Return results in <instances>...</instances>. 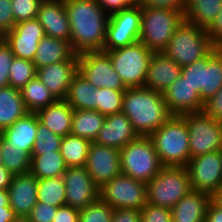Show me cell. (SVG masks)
<instances>
[{"instance_id":"1","label":"cell","mask_w":222,"mask_h":222,"mask_svg":"<svg viewBox=\"0 0 222 222\" xmlns=\"http://www.w3.org/2000/svg\"><path fill=\"white\" fill-rule=\"evenodd\" d=\"M75 54L102 51L109 14L95 0H64Z\"/></svg>"},{"instance_id":"2","label":"cell","mask_w":222,"mask_h":222,"mask_svg":"<svg viewBox=\"0 0 222 222\" xmlns=\"http://www.w3.org/2000/svg\"><path fill=\"white\" fill-rule=\"evenodd\" d=\"M121 112L128 117L138 136H150L172 116L163 94L147 87L127 88Z\"/></svg>"},{"instance_id":"3","label":"cell","mask_w":222,"mask_h":222,"mask_svg":"<svg viewBox=\"0 0 222 222\" xmlns=\"http://www.w3.org/2000/svg\"><path fill=\"white\" fill-rule=\"evenodd\" d=\"M163 166L185 167L189 162V132L182 116L172 115L149 136Z\"/></svg>"},{"instance_id":"4","label":"cell","mask_w":222,"mask_h":222,"mask_svg":"<svg viewBox=\"0 0 222 222\" xmlns=\"http://www.w3.org/2000/svg\"><path fill=\"white\" fill-rule=\"evenodd\" d=\"M183 19L179 9L141 6L139 41L153 52H162Z\"/></svg>"},{"instance_id":"5","label":"cell","mask_w":222,"mask_h":222,"mask_svg":"<svg viewBox=\"0 0 222 222\" xmlns=\"http://www.w3.org/2000/svg\"><path fill=\"white\" fill-rule=\"evenodd\" d=\"M214 47L206 29L183 19L162 52L183 67L205 57Z\"/></svg>"},{"instance_id":"6","label":"cell","mask_w":222,"mask_h":222,"mask_svg":"<svg viewBox=\"0 0 222 222\" xmlns=\"http://www.w3.org/2000/svg\"><path fill=\"white\" fill-rule=\"evenodd\" d=\"M191 190L186 167L163 166L146 184L147 203L172 209Z\"/></svg>"},{"instance_id":"7","label":"cell","mask_w":222,"mask_h":222,"mask_svg":"<svg viewBox=\"0 0 222 222\" xmlns=\"http://www.w3.org/2000/svg\"><path fill=\"white\" fill-rule=\"evenodd\" d=\"M120 161L122 174L146 184L163 167L149 136H138L120 149Z\"/></svg>"},{"instance_id":"8","label":"cell","mask_w":222,"mask_h":222,"mask_svg":"<svg viewBox=\"0 0 222 222\" xmlns=\"http://www.w3.org/2000/svg\"><path fill=\"white\" fill-rule=\"evenodd\" d=\"M105 53L127 88L144 87L153 51L138 41Z\"/></svg>"},{"instance_id":"9","label":"cell","mask_w":222,"mask_h":222,"mask_svg":"<svg viewBox=\"0 0 222 222\" xmlns=\"http://www.w3.org/2000/svg\"><path fill=\"white\" fill-rule=\"evenodd\" d=\"M181 75L206 102L222 87V48L214 47L205 57L183 66Z\"/></svg>"},{"instance_id":"10","label":"cell","mask_w":222,"mask_h":222,"mask_svg":"<svg viewBox=\"0 0 222 222\" xmlns=\"http://www.w3.org/2000/svg\"><path fill=\"white\" fill-rule=\"evenodd\" d=\"M189 132L190 158L219 151L222 147V123L203 111L181 115Z\"/></svg>"},{"instance_id":"11","label":"cell","mask_w":222,"mask_h":222,"mask_svg":"<svg viewBox=\"0 0 222 222\" xmlns=\"http://www.w3.org/2000/svg\"><path fill=\"white\" fill-rule=\"evenodd\" d=\"M99 198L113 209L141 210L147 204L146 183L121 173L99 189Z\"/></svg>"},{"instance_id":"12","label":"cell","mask_w":222,"mask_h":222,"mask_svg":"<svg viewBox=\"0 0 222 222\" xmlns=\"http://www.w3.org/2000/svg\"><path fill=\"white\" fill-rule=\"evenodd\" d=\"M185 167L193 191L213 196L222 188L221 150L191 158Z\"/></svg>"},{"instance_id":"13","label":"cell","mask_w":222,"mask_h":222,"mask_svg":"<svg viewBox=\"0 0 222 222\" xmlns=\"http://www.w3.org/2000/svg\"><path fill=\"white\" fill-rule=\"evenodd\" d=\"M141 5L109 15L103 52L112 51L139 41Z\"/></svg>"},{"instance_id":"14","label":"cell","mask_w":222,"mask_h":222,"mask_svg":"<svg viewBox=\"0 0 222 222\" xmlns=\"http://www.w3.org/2000/svg\"><path fill=\"white\" fill-rule=\"evenodd\" d=\"M78 72L95 88L127 89L113 68L110 57L103 51L78 54Z\"/></svg>"},{"instance_id":"15","label":"cell","mask_w":222,"mask_h":222,"mask_svg":"<svg viewBox=\"0 0 222 222\" xmlns=\"http://www.w3.org/2000/svg\"><path fill=\"white\" fill-rule=\"evenodd\" d=\"M85 168L100 189L121 174L120 150L91 142Z\"/></svg>"},{"instance_id":"16","label":"cell","mask_w":222,"mask_h":222,"mask_svg":"<svg viewBox=\"0 0 222 222\" xmlns=\"http://www.w3.org/2000/svg\"><path fill=\"white\" fill-rule=\"evenodd\" d=\"M62 177L66 189V205L82 210L99 198V188L85 166L68 167Z\"/></svg>"},{"instance_id":"17","label":"cell","mask_w":222,"mask_h":222,"mask_svg":"<svg viewBox=\"0 0 222 222\" xmlns=\"http://www.w3.org/2000/svg\"><path fill=\"white\" fill-rule=\"evenodd\" d=\"M44 36V29L35 18L16 23L2 38L11 47L15 57L32 61Z\"/></svg>"},{"instance_id":"18","label":"cell","mask_w":222,"mask_h":222,"mask_svg":"<svg viewBox=\"0 0 222 222\" xmlns=\"http://www.w3.org/2000/svg\"><path fill=\"white\" fill-rule=\"evenodd\" d=\"M171 115L181 116L187 113L203 111L204 102L199 93L180 75L162 92Z\"/></svg>"},{"instance_id":"19","label":"cell","mask_w":222,"mask_h":222,"mask_svg":"<svg viewBox=\"0 0 222 222\" xmlns=\"http://www.w3.org/2000/svg\"><path fill=\"white\" fill-rule=\"evenodd\" d=\"M37 19L46 36L70 43V24L64 0H44L40 5Z\"/></svg>"},{"instance_id":"20","label":"cell","mask_w":222,"mask_h":222,"mask_svg":"<svg viewBox=\"0 0 222 222\" xmlns=\"http://www.w3.org/2000/svg\"><path fill=\"white\" fill-rule=\"evenodd\" d=\"M38 179L29 173L13 175L8 187L9 204L17 216H28L37 200Z\"/></svg>"},{"instance_id":"21","label":"cell","mask_w":222,"mask_h":222,"mask_svg":"<svg viewBox=\"0 0 222 222\" xmlns=\"http://www.w3.org/2000/svg\"><path fill=\"white\" fill-rule=\"evenodd\" d=\"M77 72L78 61H63L37 69L36 75L56 99H66Z\"/></svg>"},{"instance_id":"22","label":"cell","mask_w":222,"mask_h":222,"mask_svg":"<svg viewBox=\"0 0 222 222\" xmlns=\"http://www.w3.org/2000/svg\"><path fill=\"white\" fill-rule=\"evenodd\" d=\"M137 137L128 117L123 112H119L106 116L103 127L94 142L120 150Z\"/></svg>"},{"instance_id":"23","label":"cell","mask_w":222,"mask_h":222,"mask_svg":"<svg viewBox=\"0 0 222 222\" xmlns=\"http://www.w3.org/2000/svg\"><path fill=\"white\" fill-rule=\"evenodd\" d=\"M181 70L182 67L163 52H154L144 87L162 93L181 75Z\"/></svg>"},{"instance_id":"24","label":"cell","mask_w":222,"mask_h":222,"mask_svg":"<svg viewBox=\"0 0 222 222\" xmlns=\"http://www.w3.org/2000/svg\"><path fill=\"white\" fill-rule=\"evenodd\" d=\"M37 131L38 117L35 112H29L12 126L3 130L0 136L11 148L22 149L31 155Z\"/></svg>"},{"instance_id":"25","label":"cell","mask_w":222,"mask_h":222,"mask_svg":"<svg viewBox=\"0 0 222 222\" xmlns=\"http://www.w3.org/2000/svg\"><path fill=\"white\" fill-rule=\"evenodd\" d=\"M212 196L191 190L171 209L172 222H203Z\"/></svg>"},{"instance_id":"26","label":"cell","mask_w":222,"mask_h":222,"mask_svg":"<svg viewBox=\"0 0 222 222\" xmlns=\"http://www.w3.org/2000/svg\"><path fill=\"white\" fill-rule=\"evenodd\" d=\"M74 109L65 99H57L47 107L37 110L35 113L41 124L51 132L65 137L71 134L72 116Z\"/></svg>"},{"instance_id":"27","label":"cell","mask_w":222,"mask_h":222,"mask_svg":"<svg viewBox=\"0 0 222 222\" xmlns=\"http://www.w3.org/2000/svg\"><path fill=\"white\" fill-rule=\"evenodd\" d=\"M63 61H78L68 41L44 36L39 42L32 62L36 69Z\"/></svg>"},{"instance_id":"28","label":"cell","mask_w":222,"mask_h":222,"mask_svg":"<svg viewBox=\"0 0 222 222\" xmlns=\"http://www.w3.org/2000/svg\"><path fill=\"white\" fill-rule=\"evenodd\" d=\"M28 113L21 90L12 86L0 88V133Z\"/></svg>"},{"instance_id":"29","label":"cell","mask_w":222,"mask_h":222,"mask_svg":"<svg viewBox=\"0 0 222 222\" xmlns=\"http://www.w3.org/2000/svg\"><path fill=\"white\" fill-rule=\"evenodd\" d=\"M97 88L79 72L75 74L69 86L66 102L74 110H96Z\"/></svg>"},{"instance_id":"30","label":"cell","mask_w":222,"mask_h":222,"mask_svg":"<svg viewBox=\"0 0 222 222\" xmlns=\"http://www.w3.org/2000/svg\"><path fill=\"white\" fill-rule=\"evenodd\" d=\"M105 119L106 116L96 110H74L71 134L94 142Z\"/></svg>"},{"instance_id":"31","label":"cell","mask_w":222,"mask_h":222,"mask_svg":"<svg viewBox=\"0 0 222 222\" xmlns=\"http://www.w3.org/2000/svg\"><path fill=\"white\" fill-rule=\"evenodd\" d=\"M221 6L222 0H186L184 19L207 29L218 15Z\"/></svg>"},{"instance_id":"32","label":"cell","mask_w":222,"mask_h":222,"mask_svg":"<svg viewBox=\"0 0 222 222\" xmlns=\"http://www.w3.org/2000/svg\"><path fill=\"white\" fill-rule=\"evenodd\" d=\"M67 168L60 151L31 156L30 173L37 179L61 177Z\"/></svg>"},{"instance_id":"33","label":"cell","mask_w":222,"mask_h":222,"mask_svg":"<svg viewBox=\"0 0 222 222\" xmlns=\"http://www.w3.org/2000/svg\"><path fill=\"white\" fill-rule=\"evenodd\" d=\"M21 94L29 112H36L57 100L37 75L21 89Z\"/></svg>"},{"instance_id":"34","label":"cell","mask_w":222,"mask_h":222,"mask_svg":"<svg viewBox=\"0 0 222 222\" xmlns=\"http://www.w3.org/2000/svg\"><path fill=\"white\" fill-rule=\"evenodd\" d=\"M91 142L68 134L62 138L60 152L68 167L85 166Z\"/></svg>"},{"instance_id":"35","label":"cell","mask_w":222,"mask_h":222,"mask_svg":"<svg viewBox=\"0 0 222 222\" xmlns=\"http://www.w3.org/2000/svg\"><path fill=\"white\" fill-rule=\"evenodd\" d=\"M63 177L38 179L37 200L55 207L66 205Z\"/></svg>"},{"instance_id":"36","label":"cell","mask_w":222,"mask_h":222,"mask_svg":"<svg viewBox=\"0 0 222 222\" xmlns=\"http://www.w3.org/2000/svg\"><path fill=\"white\" fill-rule=\"evenodd\" d=\"M0 154L2 165L12 174L30 172L31 155L22 149L11 148L0 136Z\"/></svg>"},{"instance_id":"37","label":"cell","mask_w":222,"mask_h":222,"mask_svg":"<svg viewBox=\"0 0 222 222\" xmlns=\"http://www.w3.org/2000/svg\"><path fill=\"white\" fill-rule=\"evenodd\" d=\"M37 73L32 61L14 57L9 70V86L21 90Z\"/></svg>"},{"instance_id":"38","label":"cell","mask_w":222,"mask_h":222,"mask_svg":"<svg viewBox=\"0 0 222 222\" xmlns=\"http://www.w3.org/2000/svg\"><path fill=\"white\" fill-rule=\"evenodd\" d=\"M124 92L125 90L97 88L96 111L104 116L121 112Z\"/></svg>"},{"instance_id":"39","label":"cell","mask_w":222,"mask_h":222,"mask_svg":"<svg viewBox=\"0 0 222 222\" xmlns=\"http://www.w3.org/2000/svg\"><path fill=\"white\" fill-rule=\"evenodd\" d=\"M62 138L60 135L51 132L38 120V131L31 156L44 155L60 151Z\"/></svg>"},{"instance_id":"40","label":"cell","mask_w":222,"mask_h":222,"mask_svg":"<svg viewBox=\"0 0 222 222\" xmlns=\"http://www.w3.org/2000/svg\"><path fill=\"white\" fill-rule=\"evenodd\" d=\"M114 209L98 198L80 210L79 222H111Z\"/></svg>"},{"instance_id":"41","label":"cell","mask_w":222,"mask_h":222,"mask_svg":"<svg viewBox=\"0 0 222 222\" xmlns=\"http://www.w3.org/2000/svg\"><path fill=\"white\" fill-rule=\"evenodd\" d=\"M44 0H11L15 24L37 18L41 3Z\"/></svg>"},{"instance_id":"42","label":"cell","mask_w":222,"mask_h":222,"mask_svg":"<svg viewBox=\"0 0 222 222\" xmlns=\"http://www.w3.org/2000/svg\"><path fill=\"white\" fill-rule=\"evenodd\" d=\"M14 57L11 47L2 38L0 40V88L9 86V70Z\"/></svg>"},{"instance_id":"43","label":"cell","mask_w":222,"mask_h":222,"mask_svg":"<svg viewBox=\"0 0 222 222\" xmlns=\"http://www.w3.org/2000/svg\"><path fill=\"white\" fill-rule=\"evenodd\" d=\"M140 222H172L171 209L147 203L141 210Z\"/></svg>"},{"instance_id":"44","label":"cell","mask_w":222,"mask_h":222,"mask_svg":"<svg viewBox=\"0 0 222 222\" xmlns=\"http://www.w3.org/2000/svg\"><path fill=\"white\" fill-rule=\"evenodd\" d=\"M57 209L58 207L37 202L28 216L32 222H53Z\"/></svg>"},{"instance_id":"45","label":"cell","mask_w":222,"mask_h":222,"mask_svg":"<svg viewBox=\"0 0 222 222\" xmlns=\"http://www.w3.org/2000/svg\"><path fill=\"white\" fill-rule=\"evenodd\" d=\"M15 25L11 0H0V35L3 37Z\"/></svg>"},{"instance_id":"46","label":"cell","mask_w":222,"mask_h":222,"mask_svg":"<svg viewBox=\"0 0 222 222\" xmlns=\"http://www.w3.org/2000/svg\"><path fill=\"white\" fill-rule=\"evenodd\" d=\"M203 112L217 122L222 123V87L214 96L204 102Z\"/></svg>"},{"instance_id":"47","label":"cell","mask_w":222,"mask_h":222,"mask_svg":"<svg viewBox=\"0 0 222 222\" xmlns=\"http://www.w3.org/2000/svg\"><path fill=\"white\" fill-rule=\"evenodd\" d=\"M210 41L215 47L222 48V6L212 24L206 29Z\"/></svg>"},{"instance_id":"48","label":"cell","mask_w":222,"mask_h":222,"mask_svg":"<svg viewBox=\"0 0 222 222\" xmlns=\"http://www.w3.org/2000/svg\"><path fill=\"white\" fill-rule=\"evenodd\" d=\"M17 217L9 204L7 190H0V222H12Z\"/></svg>"},{"instance_id":"49","label":"cell","mask_w":222,"mask_h":222,"mask_svg":"<svg viewBox=\"0 0 222 222\" xmlns=\"http://www.w3.org/2000/svg\"><path fill=\"white\" fill-rule=\"evenodd\" d=\"M141 213L136 209H114L111 222H140Z\"/></svg>"},{"instance_id":"50","label":"cell","mask_w":222,"mask_h":222,"mask_svg":"<svg viewBox=\"0 0 222 222\" xmlns=\"http://www.w3.org/2000/svg\"><path fill=\"white\" fill-rule=\"evenodd\" d=\"M80 210L64 205L57 209L53 222H79Z\"/></svg>"},{"instance_id":"51","label":"cell","mask_w":222,"mask_h":222,"mask_svg":"<svg viewBox=\"0 0 222 222\" xmlns=\"http://www.w3.org/2000/svg\"><path fill=\"white\" fill-rule=\"evenodd\" d=\"M186 0H141V6L168 7L184 10Z\"/></svg>"},{"instance_id":"52","label":"cell","mask_w":222,"mask_h":222,"mask_svg":"<svg viewBox=\"0 0 222 222\" xmlns=\"http://www.w3.org/2000/svg\"><path fill=\"white\" fill-rule=\"evenodd\" d=\"M102 9L109 15L123 9L129 8V6L124 1L118 0H95Z\"/></svg>"},{"instance_id":"53","label":"cell","mask_w":222,"mask_h":222,"mask_svg":"<svg viewBox=\"0 0 222 222\" xmlns=\"http://www.w3.org/2000/svg\"><path fill=\"white\" fill-rule=\"evenodd\" d=\"M206 220L208 222H222V208L219 207L213 200L208 206Z\"/></svg>"},{"instance_id":"54","label":"cell","mask_w":222,"mask_h":222,"mask_svg":"<svg viewBox=\"0 0 222 222\" xmlns=\"http://www.w3.org/2000/svg\"><path fill=\"white\" fill-rule=\"evenodd\" d=\"M13 175L1 164L0 165V190H7L11 184Z\"/></svg>"},{"instance_id":"55","label":"cell","mask_w":222,"mask_h":222,"mask_svg":"<svg viewBox=\"0 0 222 222\" xmlns=\"http://www.w3.org/2000/svg\"><path fill=\"white\" fill-rule=\"evenodd\" d=\"M212 200L222 208V188L212 196Z\"/></svg>"},{"instance_id":"56","label":"cell","mask_w":222,"mask_h":222,"mask_svg":"<svg viewBox=\"0 0 222 222\" xmlns=\"http://www.w3.org/2000/svg\"><path fill=\"white\" fill-rule=\"evenodd\" d=\"M124 1L129 7L141 5V0H118Z\"/></svg>"},{"instance_id":"57","label":"cell","mask_w":222,"mask_h":222,"mask_svg":"<svg viewBox=\"0 0 222 222\" xmlns=\"http://www.w3.org/2000/svg\"><path fill=\"white\" fill-rule=\"evenodd\" d=\"M12 222H32L29 218V216L23 215V216H17Z\"/></svg>"}]
</instances>
